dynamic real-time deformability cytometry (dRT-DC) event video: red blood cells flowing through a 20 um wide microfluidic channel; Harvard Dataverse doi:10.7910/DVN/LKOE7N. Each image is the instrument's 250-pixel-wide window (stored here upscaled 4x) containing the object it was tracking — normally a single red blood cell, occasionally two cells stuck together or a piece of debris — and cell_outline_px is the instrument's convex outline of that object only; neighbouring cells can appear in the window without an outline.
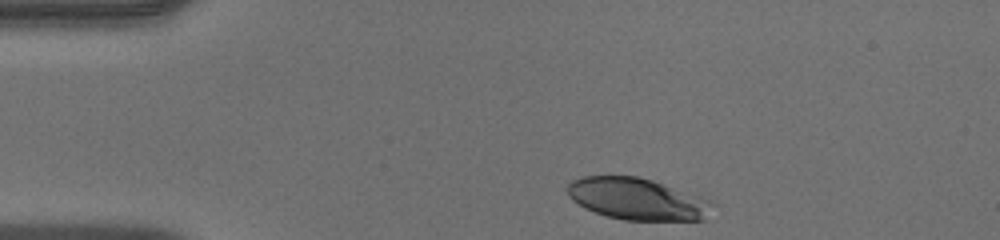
{"species": "human", "species_latin": "Homo sapiens", "temperature_condition": "warm", "stored_images_in_passage": 36, "camera_frame_rate_fps": 3000, "um_per_image_px": 0.085, "donor": {"sex": "male"}, "frame": {"image": 1, "passage_image": 1, "time_ms": 0.0, "image_size_px": [1000, 240], "cell_outline_px": [[716, 204], [704, 220], [624, 220], [608, 216], [584, 208], [572, 200], [568, 196], [568, 184], [572, 180], [584, 176], [636, 176], [652, 180], [708, 200]], "centroid_in_image_um": [54.14, 16.92], "position_along_channel_um": 30.9, "area_um2": 34.97}}
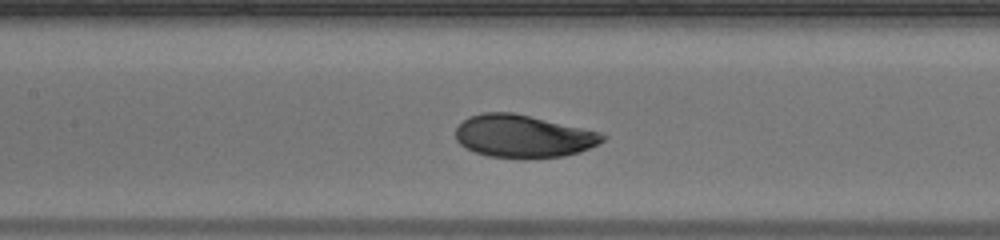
{"frame": {"image": 2, "passage_image": 15, "time_ms": 4.667, "image_size_px": [1000, 240], "cell_outline_px": [[608, 136], [604, 140], [580, 152], [564, 156], [488, 156], [472, 152], [460, 144], [456, 140], [456, 128], [468, 116], [480, 112], [512, 112], [604, 132]], "centroid_in_image_um": [44.47, 11.54], "position_along_channel_um": 162.9, "area_um2": 36.18}}
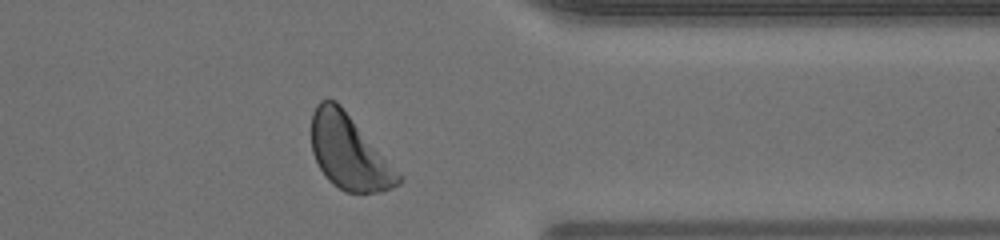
{"frame": {"image": 3, "passage_image": 32, "time_ms": 10.333, "image_size_px": [1000, 240], "cell_outline_px": [[404, 180], [400, 184], [392, 188], [380, 192], [344, 192], [332, 184], [328, 180], [320, 168], [312, 152], [312, 112], [316, 104], [320, 100], [336, 100], [340, 104], [404, 176]], "centroid_in_image_um": [29.7, 12.95], "position_along_channel_um": 381.7, "area_um2": 37.97}, "authors_computed_cell_mechanics": {"area_um2": 36.6163, "velocity_mm_per_s": 4.0249, "shape_relaxation_time_tau1_ms": 3.2813, "shape_relaxation_time_tau2_ms": null, "deformation_change_tau1": 0.1555, "deformation_change_tau2": null}}